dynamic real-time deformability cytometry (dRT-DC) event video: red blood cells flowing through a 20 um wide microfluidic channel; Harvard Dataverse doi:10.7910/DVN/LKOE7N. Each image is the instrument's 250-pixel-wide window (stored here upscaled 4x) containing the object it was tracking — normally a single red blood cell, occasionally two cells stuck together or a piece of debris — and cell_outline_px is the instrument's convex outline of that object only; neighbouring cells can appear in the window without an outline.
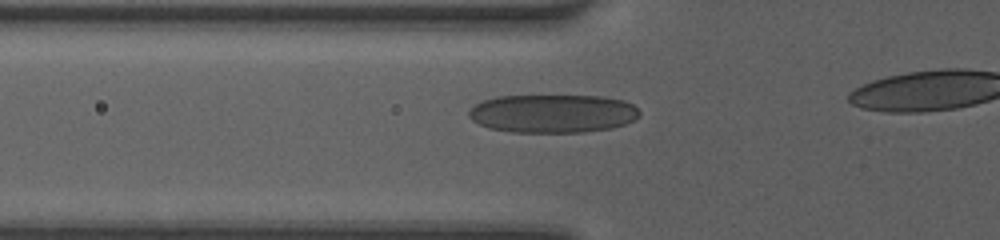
{"species": "human", "species_latin": "Homo sapiens", "temperature_condition": "room temperature", "stored_images_in_passage": 37, "camera_frame_rate_fps": 3000, "um_per_image_px": 0.085, "donor": {"sex": "female"}, "frame": {"image": 1, "passage_image": 13, "time_ms": 4.333, "image_size_px": [1000, 240], "cell_outline_px": [[640, 116], [636, 120], [612, 128], [584, 132], [512, 132], [488, 128], [472, 120], [468, 116], [468, 112], [476, 104], [484, 100], [496, 96], [604, 96], [624, 100], [632, 104], [640, 112]], "centroid_in_image_um": [47.01, 9.65], "position_along_channel_um": 78.8, "area_um2": 38.32}}
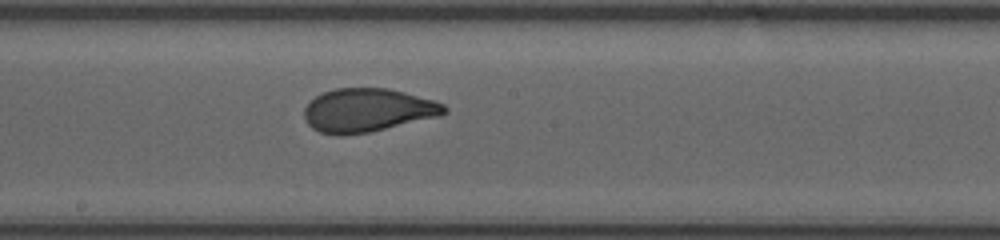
{"frame": {"image": 2, "passage_image": 22, "time_ms": 7.667, "image_size_px": [1000, 240], "cell_outline_px": [[448, 112], [440, 116], [368, 132], [340, 136], [336, 136], [320, 132], [312, 128], [308, 124], [304, 116], [304, 108], [316, 96], [324, 92], [336, 88], [388, 88], [436, 100], [444, 104], [448, 108]], "centroid_in_image_um": [31.26, 9.37], "position_along_channel_um": 216.9, "area_um2": 35.55}}
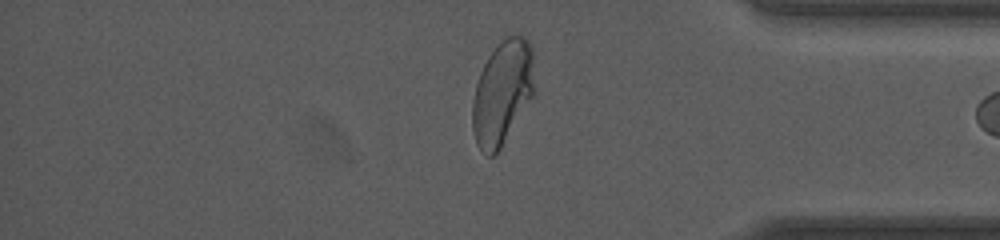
{"frame": {"image": 3, "passage_image": 36, "time_ms": 12.333, "image_size_px": [1000, 240], "cell_outline_px": [[536, 92], [496, 156], [488, 156], [476, 144], [472, 128], [472, 100], [476, 84], [480, 72], [488, 56], [496, 44], [508, 36], [524, 36], [528, 40], [532, 48]], "centroid_in_image_um": [42.72, 7.88], "position_along_channel_um": 392.5, "area_um2": 38.26}}